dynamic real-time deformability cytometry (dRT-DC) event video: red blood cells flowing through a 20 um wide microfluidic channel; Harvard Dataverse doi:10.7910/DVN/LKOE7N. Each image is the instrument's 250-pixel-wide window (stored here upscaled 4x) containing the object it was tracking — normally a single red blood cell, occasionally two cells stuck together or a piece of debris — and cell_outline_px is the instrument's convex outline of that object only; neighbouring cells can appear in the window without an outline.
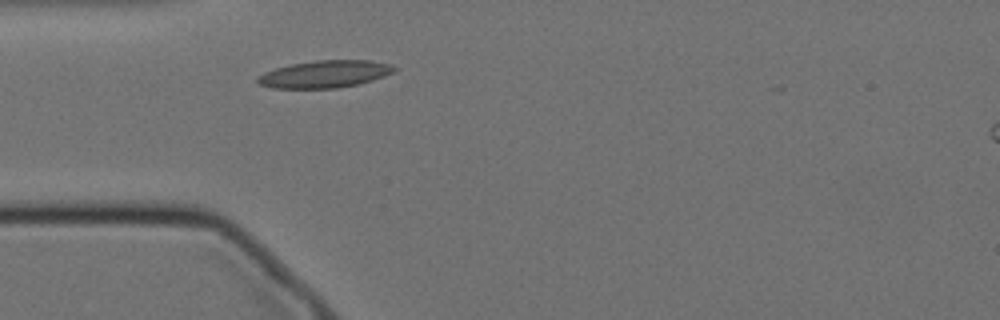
{"species": "Egyptian fruit bat (a non-hibernating species)", "species_latin": "Rousettus aegyptiacus", "temperature_condition": "cold", "stored_images_in_passage": 25, "camera_frame_rate_fps": 3000, "um_per_image_px": 0.085, "animal": {"sex": "female"}, "frame": {"image": 1, "passage_image": 1, "time_ms": 0.0, "image_size_px": [1000, 320], "cell_outline_px": [[396, 68], [392, 72], [384, 76], [360, 84], [336, 88], [272, 88], [260, 84], [256, 80], [256, 76], [264, 72], [276, 68], [292, 64], [316, 60], [368, 60], [392, 64]], "centroid_in_image_um": [27.59, 6.3], "position_along_channel_um": 57.4, "area_um2": 21.68}}
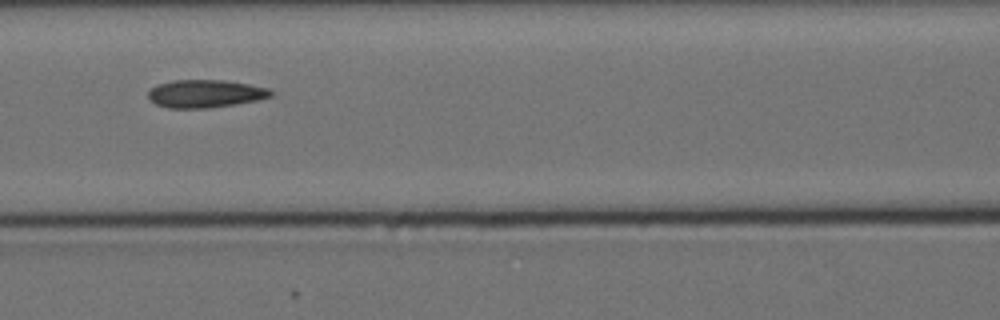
{"frame": {"image": 2, "passage_image": 9, "time_ms": 2.667, "image_size_px": [1000, 320], "cell_outline_px": [[272, 96], [256, 100], [208, 108], [168, 108], [156, 104], [148, 100], [148, 92], [156, 84], [172, 80], [224, 80], [248, 84], [268, 88], [272, 92]], "centroid_in_image_um": [17.39, 7.95], "position_along_channel_um": 149.2, "area_um2": 19.83}}
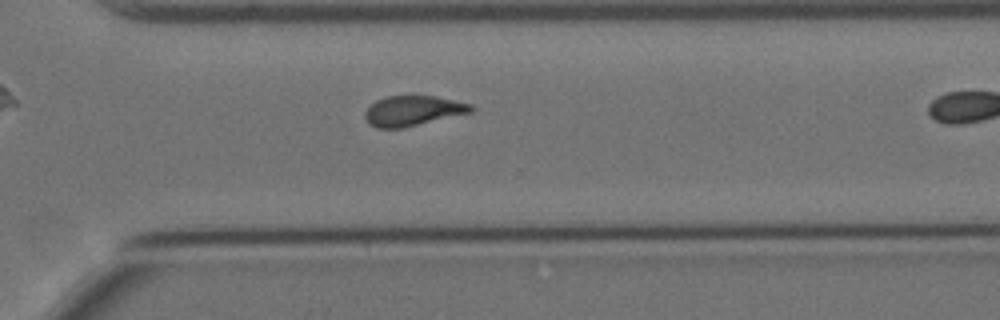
{"frame": {"image": 3, "passage_image": 21, "time_ms": 6.667, "image_size_px": [1000, 320], "cell_outline_px": [[476, 108], [472, 112], [404, 128], [376, 128], [368, 124], [364, 116], [364, 112], [376, 100], [384, 96], [436, 96], [472, 104]], "centroid_in_image_um": [35.1, 9.42], "position_along_channel_um": 335.5, "area_um2": 18.79}}